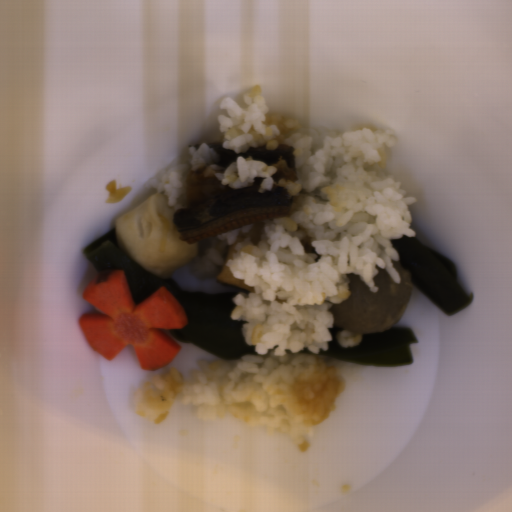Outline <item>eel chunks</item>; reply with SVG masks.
Masks as SVG:
<instances>
[{"mask_svg":"<svg viewBox=\"0 0 512 512\" xmlns=\"http://www.w3.org/2000/svg\"><path fill=\"white\" fill-rule=\"evenodd\" d=\"M264 177H255L247 188L232 189L203 170L188 171L185 177L187 201L172 214L178 238L194 244L251 224L288 218L293 196L273 185L259 192Z\"/></svg>","mask_w":512,"mask_h":512,"instance_id":"obj_1","label":"eel chunks"},{"mask_svg":"<svg viewBox=\"0 0 512 512\" xmlns=\"http://www.w3.org/2000/svg\"><path fill=\"white\" fill-rule=\"evenodd\" d=\"M210 148L216 152L218 164L222 168H228L238 156L251 157L255 160H263L267 167H275L276 173L271 175L274 182H279V178H285L292 182H298L299 176L296 175V157L295 148L290 145H279L275 149H266L264 146L249 147L244 153H238L231 148H223L220 144H209Z\"/></svg>","mask_w":512,"mask_h":512,"instance_id":"obj_2","label":"eel chunks"},{"mask_svg":"<svg viewBox=\"0 0 512 512\" xmlns=\"http://www.w3.org/2000/svg\"><path fill=\"white\" fill-rule=\"evenodd\" d=\"M202 143H194V144H188V148L194 147L195 151L200 148Z\"/></svg>","mask_w":512,"mask_h":512,"instance_id":"obj_3","label":"eel chunks"}]
</instances>
